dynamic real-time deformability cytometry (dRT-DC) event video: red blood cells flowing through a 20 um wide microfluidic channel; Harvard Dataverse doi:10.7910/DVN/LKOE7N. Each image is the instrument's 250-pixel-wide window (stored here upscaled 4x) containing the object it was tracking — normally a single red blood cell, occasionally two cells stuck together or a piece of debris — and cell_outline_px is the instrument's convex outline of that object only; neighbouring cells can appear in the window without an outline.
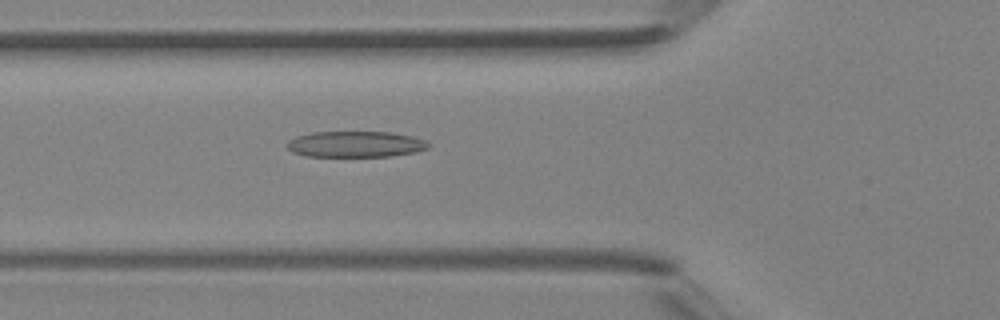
{"species": "Egyptian fruit bat (a non-hibernating species)", "species_latin": "Rousettus aegyptiacus", "temperature_condition": "room temperature", "stored_images_in_passage": 47, "camera_frame_rate_fps": 3000, "um_per_image_px": 0.085, "animal": {"sex": "female"}, "frame": {"image": 1, "passage_image": 17, "time_ms": 5.333, "image_size_px": [1000, 320], "cell_outline_px": [[432, 144], [428, 148], [416, 152], [392, 156], [308, 156], [292, 152], [284, 144], [288, 140], [296, 136], [312, 132], [388, 132], [412, 136], [428, 140]], "centroid_in_image_um": [30.24, 12.25], "position_along_channel_um": 95.6, "area_um2": 21.62}}
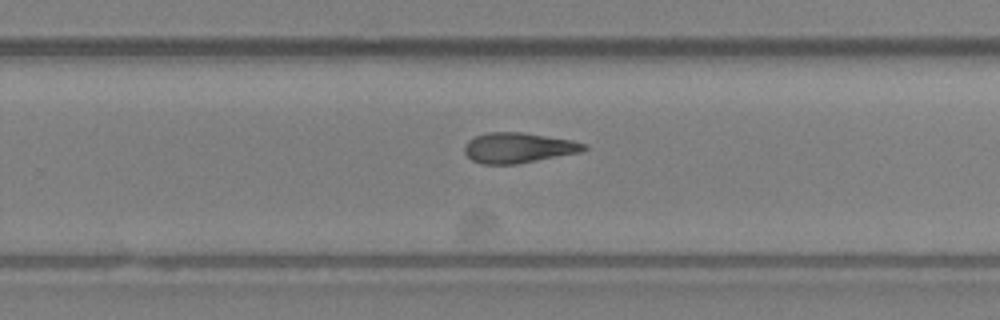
{"frame": {"image": 2, "passage_image": 30, "time_ms": 9.667, "image_size_px": [1000, 320], "cell_outline_px": [[588, 148], [580, 152], [516, 164], [480, 164], [472, 160], [464, 152], [464, 144], [468, 140], [476, 136], [488, 132], [524, 132], [572, 140], [588, 144]], "centroid_in_image_um": [44.05, 12.55], "position_along_channel_um": 285.8, "area_um2": 21.15}}
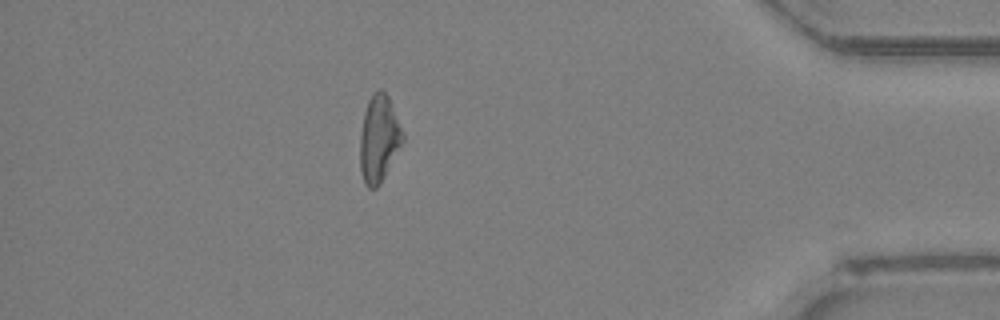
{"frame": {"image": 3, "passage_image": 41, "time_ms": 13.333, "image_size_px": [1000, 320], "cell_outline_px": [[404, 140], [380, 184], [376, 188], [368, 188], [364, 184], [360, 172], [360, 136], [364, 112], [368, 100], [380, 88], [388, 96], [404, 132]], "centroid_in_image_um": [32.21, 11.82], "position_along_channel_um": 403.0, "area_um2": 21.56}, "authors_computed_cell_mechanics": {"area_um2": 21.5594, "velocity_mm_per_s": 4.4011, "shape_relaxation_time_tau1_ms": 7.6349, "shape_relaxation_time_tau2_ms": 5.0131, "deformation_change_tau1": 0.2111, "deformation_change_tau2": 0.1562}}